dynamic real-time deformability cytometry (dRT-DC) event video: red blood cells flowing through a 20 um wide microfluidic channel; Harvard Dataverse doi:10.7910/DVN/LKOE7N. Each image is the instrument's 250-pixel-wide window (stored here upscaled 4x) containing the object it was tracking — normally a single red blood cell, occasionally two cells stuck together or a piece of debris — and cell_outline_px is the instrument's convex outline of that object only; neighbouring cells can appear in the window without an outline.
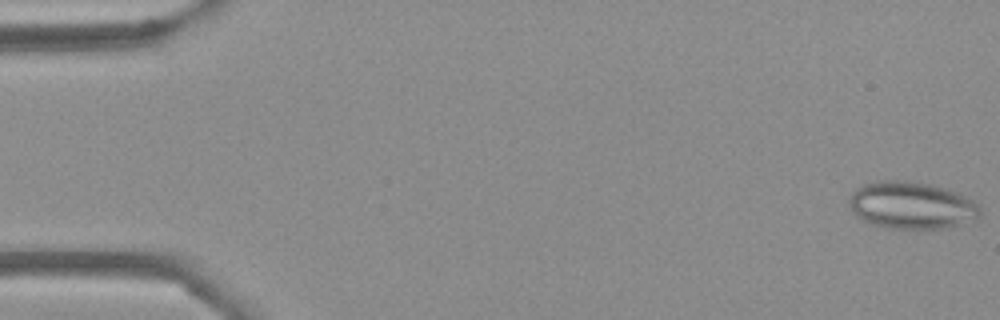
{"species": "Egyptian fruit bat (a non-hibernating species)", "species_latin": "Rousettus aegyptiacus", "temperature_condition": "cold", "stored_images_in_passage": 54, "camera_frame_rate_fps": 3000, "um_per_image_px": 0.085, "frame": {"image": 1, "passage_image": 1, "time_ms": 0.0, "image_size_px": [1000, 320], "cell_outline_px": [[980, 216], [948, 228], [884, 228], [868, 224], [860, 220], [852, 212], [848, 204], [848, 200], [852, 192], [856, 188], [864, 184], [876, 180], [908, 180], [932, 184], [956, 192], [980, 204]], "centroid_in_image_um": [77.41, 17.44], "position_along_channel_um": 7.6, "area_um2": 36.41}}
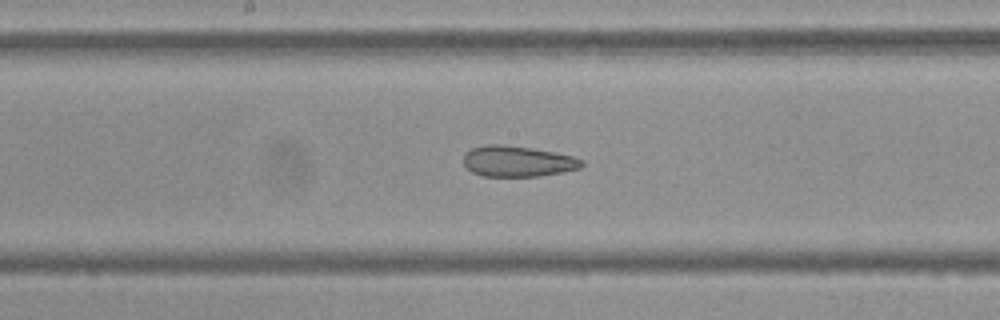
{"frame": {"image": 2, "passage_image": 28, "time_ms": 9.0, "image_size_px": [1000, 320], "cell_outline_px": [[584, 164], [580, 168], [540, 176], [484, 176], [472, 172], [464, 164], [464, 152], [472, 148], [484, 144], [500, 144], [532, 148], [572, 156], [584, 160]], "centroid_in_image_um": [43.97, 13.7], "position_along_channel_um": 204.2, "area_um2": 21.15}}
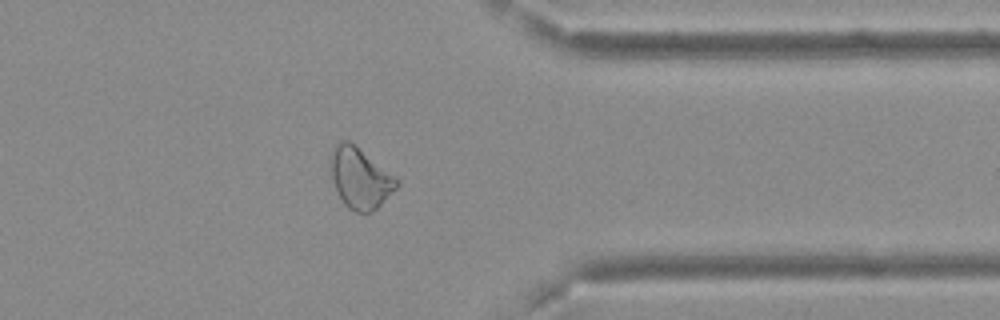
{"frame": {"image": 3, "passage_image": 43, "time_ms": 14.0, "image_size_px": [1000, 320], "cell_outline_px": [[400, 184], [372, 212], [356, 212], [348, 208], [344, 204], [332, 180], [328, 164], [328, 160], [336, 144], [340, 140], [348, 140], [396, 176], [400, 180]], "centroid_in_image_um": [30.59, 15.12], "position_along_channel_um": 380.8, "area_um2": 23.35}, "authors_computed_cell_mechanics": {"area_um2": 24.9985, "velocity_mm_per_s": 3.7227, "shape_relaxation_time_tau1_ms": null, "shape_relaxation_time_tau2_ms": 2.2577, "deformation_change_tau1": null, "deformation_change_tau2": 0.0928}}